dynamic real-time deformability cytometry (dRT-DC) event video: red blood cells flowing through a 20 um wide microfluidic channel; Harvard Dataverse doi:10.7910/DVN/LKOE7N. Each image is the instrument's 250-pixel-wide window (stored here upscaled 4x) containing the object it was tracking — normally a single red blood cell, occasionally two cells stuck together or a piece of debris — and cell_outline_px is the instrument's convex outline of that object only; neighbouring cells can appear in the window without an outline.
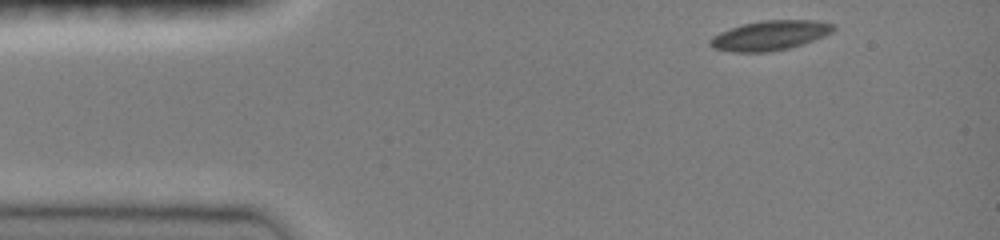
{"species": "common noctule bat (a hibernating species)", "species_latin": "Nyctalus noctula", "temperature_condition": "room temperature", "stored_images_in_passage": 7, "camera_frame_rate_fps": 3000, "um_per_image_px": 0.085, "animal": {"sex": "female", "body_mass_g": 19.0, "forearm_length_mm": 51.5}, "frame": {"image": 1, "passage_image": 1, "time_ms": 0.0, "image_size_px": [1000, 240], "cell_outline_px": [[836, 28], [832, 32], [824, 36], [804, 44], [788, 48], [768, 52], [732, 52], [712, 48], [708, 44], [708, 40], [712, 36], [720, 32], [744, 24], [760, 20], [816, 20], [836, 24]], "centroid_in_image_um": [65.46, 3.01], "position_along_channel_um": 19.5, "area_um2": 21.5}}
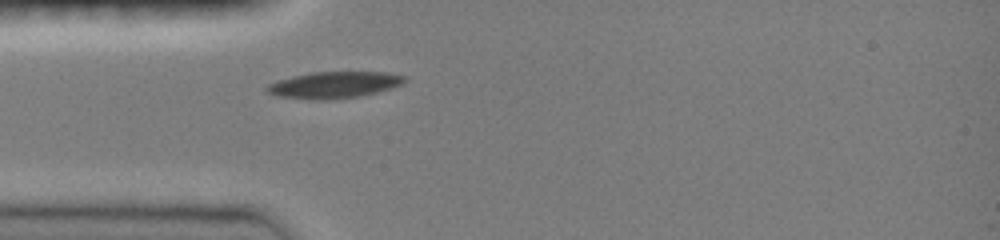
{"frame": {"image": 2, "passage_image": 5, "time_ms": 2.667, "image_size_px": [1000, 240], "cell_outline_px": [[408, 80], [404, 84], [392, 88], [360, 96], [324, 100], [308, 100], [276, 96], [268, 92], [264, 88], [268, 84], [276, 80], [308, 72], [384, 72], [404, 76]], "centroid_in_image_um": [28.36, 7.22], "position_along_channel_um": 56.6, "area_um2": 21.56}}